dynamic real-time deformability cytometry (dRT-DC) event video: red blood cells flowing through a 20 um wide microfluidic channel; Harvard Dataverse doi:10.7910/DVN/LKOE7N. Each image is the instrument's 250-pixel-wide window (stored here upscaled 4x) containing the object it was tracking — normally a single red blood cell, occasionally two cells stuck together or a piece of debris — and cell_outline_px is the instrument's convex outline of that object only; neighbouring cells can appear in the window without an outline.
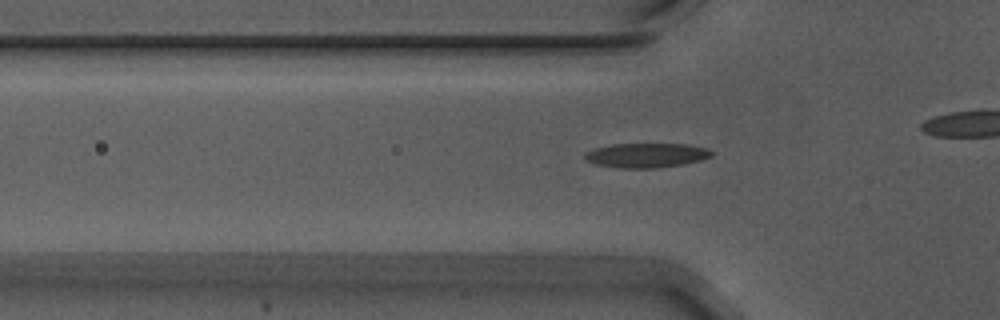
{"species": "Egyptian fruit bat (a non-hibernating species)", "species_latin": "Rousettus aegyptiacus", "temperature_condition": "warm", "stored_images_in_passage": 31, "camera_frame_rate_fps": 3000, "um_per_image_px": 0.085, "animal": {"sex": "male"}, "frame": {"image": 1, "passage_image": 5, "time_ms": 1.333, "image_size_px": [1000, 320], "cell_outline_px": [[712, 156], [700, 160], [684, 164], [656, 168], [620, 168], [596, 164], [588, 160], [584, 156], [584, 152], [596, 148], [612, 144], [684, 144], [708, 148], [712, 152]], "centroid_in_image_um": [54.95, 13.2], "position_along_channel_um": 70.8, "area_um2": 17.98}}
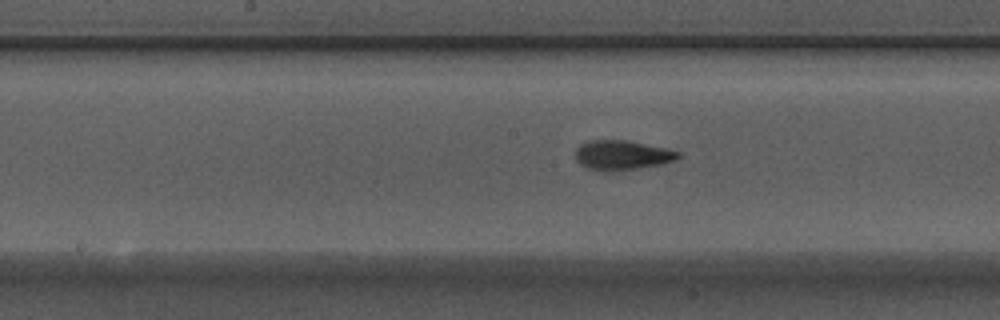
{"frame": {"image": 2, "passage_image": 15, "time_ms": 4.667, "image_size_px": [1000, 320], "cell_outline_px": [[680, 156], [676, 160], [660, 164], [612, 172], [608, 172], [588, 168], [580, 164], [576, 160], [576, 148], [580, 144], [588, 140], [624, 140], [664, 148], [680, 152]], "centroid_in_image_um": [52.83, 13.19], "position_along_channel_um": 195.4, "area_um2": 17.57}}
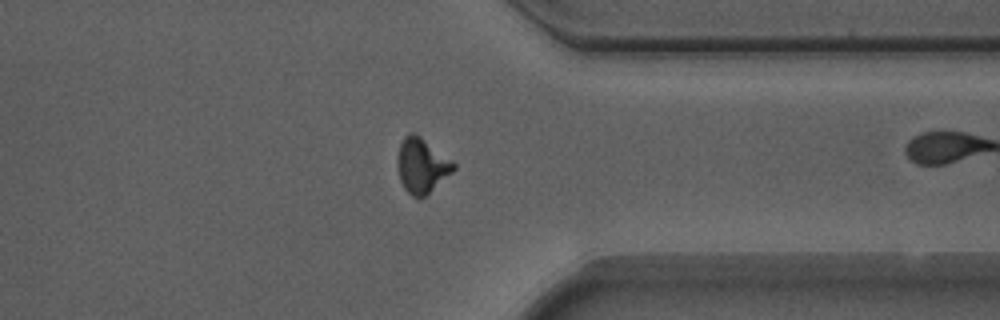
{"frame": {"image": 3, "passage_image": 30, "time_ms": 9.667, "image_size_px": [1000, 320], "cell_outline_px": [[456, 168], [452, 172], [424, 196], [412, 196], [404, 188], [400, 180], [396, 160], [400, 144], [404, 136], [412, 132], [416, 132], [452, 160], [456, 164]], "centroid_in_image_um": [35.84, 14.02], "position_along_channel_um": 375.6, "area_um2": 17.8}}